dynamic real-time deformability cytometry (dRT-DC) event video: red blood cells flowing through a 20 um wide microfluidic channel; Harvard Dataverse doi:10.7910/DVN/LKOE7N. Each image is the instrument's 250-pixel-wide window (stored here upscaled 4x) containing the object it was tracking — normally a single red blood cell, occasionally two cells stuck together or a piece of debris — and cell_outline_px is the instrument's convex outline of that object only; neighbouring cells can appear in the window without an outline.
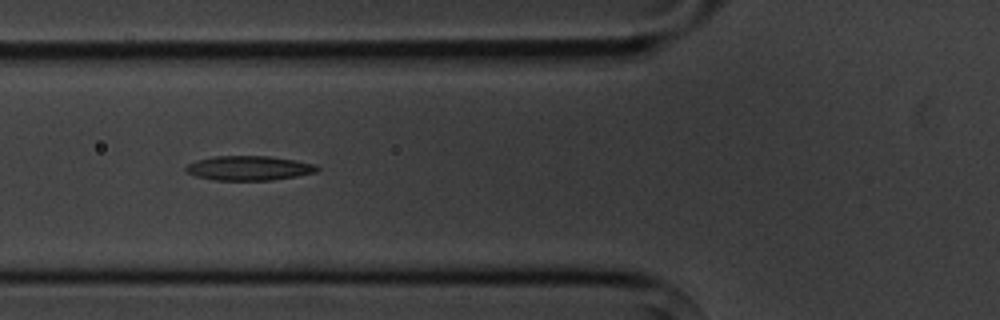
{"species": "common noctule bat (a hibernating species)", "species_latin": "Nyctalus noctula", "temperature_condition": "cold", "stored_images_in_passage": 10, "camera_frame_rate_fps": 3000, "um_per_image_px": 0.085, "animal": {"sex": "male", "body_mass_g": 20.1, "forearm_length_mm": 53.5}, "frame": {"image": 1, "passage_image": 6, "time_ms": 5.667, "image_size_px": [1000, 320], "cell_outline_px": [[320, 168], [316, 172], [296, 176], [272, 180], [212, 180], [196, 176], [184, 172], [184, 168], [188, 164], [196, 160], [216, 156], [268, 156], [296, 160], [316, 164]], "centroid_in_image_um": [21.14, 14.29], "position_along_channel_um": 104.7, "area_um2": 18.84}}
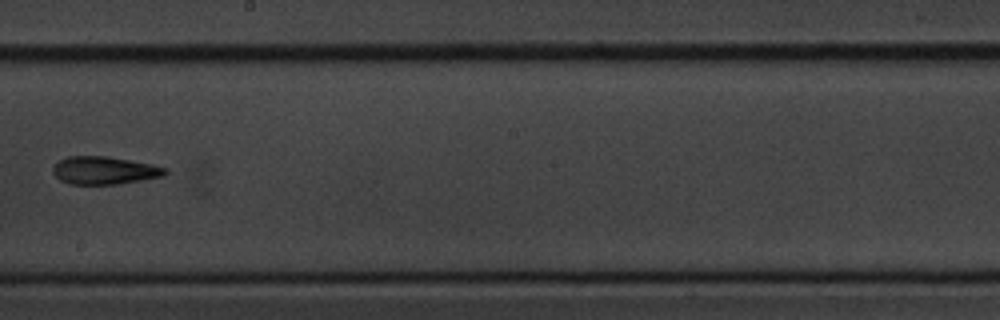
{"frame": {"image": 2, "passage_image": 9, "time_ms": 9.333, "image_size_px": [1000, 320], "cell_outline_px": [[168, 172], [164, 176], [116, 184], [68, 184], [60, 180], [52, 172], [52, 168], [60, 160], [68, 156], [108, 156], [152, 164], [168, 168]], "centroid_in_image_um": [8.88, 14.48], "position_along_channel_um": 239.3, "area_um2": 18.21}}
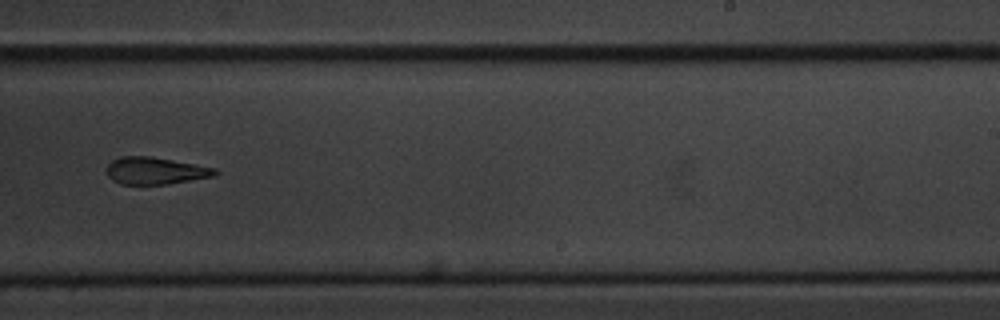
{"frame": {"image": 3, "passage_image": 10, "time_ms": 10.333, "image_size_px": [1000, 320], "cell_outline_px": [[220, 172], [216, 176], [168, 184], [120, 184], [112, 180], [108, 176], [108, 164], [112, 160], [120, 156], [148, 156], [216, 168]], "centroid_in_image_um": [13.22, 14.52], "position_along_channel_um": 275.8, "area_um2": 17.05}}